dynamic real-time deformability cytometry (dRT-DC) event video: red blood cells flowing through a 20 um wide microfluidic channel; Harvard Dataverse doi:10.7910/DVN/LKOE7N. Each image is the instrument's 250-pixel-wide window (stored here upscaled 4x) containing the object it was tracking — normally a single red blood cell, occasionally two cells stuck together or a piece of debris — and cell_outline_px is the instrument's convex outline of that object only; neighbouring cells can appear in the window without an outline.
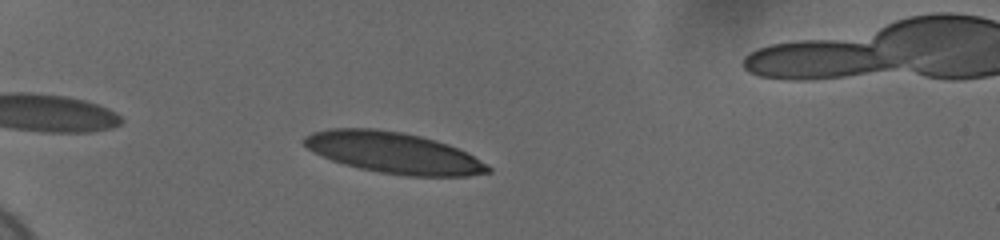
{"species": "human", "species_latin": "Homo sapiens", "temperature_condition": "cold", "stored_images_in_passage": 40, "camera_frame_rate_fps": 3000, "um_per_image_px": 0.085, "donor": {"sex": "female"}, "frame": {"image": 1, "passage_image": 5, "time_ms": 1.333, "image_size_px": [1000, 240], "cell_outline_px": [[492, 172], [468, 176], [408, 176], [380, 172], [360, 168], [344, 164], [332, 160], [308, 148], [300, 140], [304, 136], [312, 132], [328, 128], [372, 128], [400, 132], [420, 136], [448, 144], [488, 164], [492, 168]], "centroid_in_image_um": [33.44, 12.98], "position_along_channel_um": 51.6, "area_um2": 43.75}}
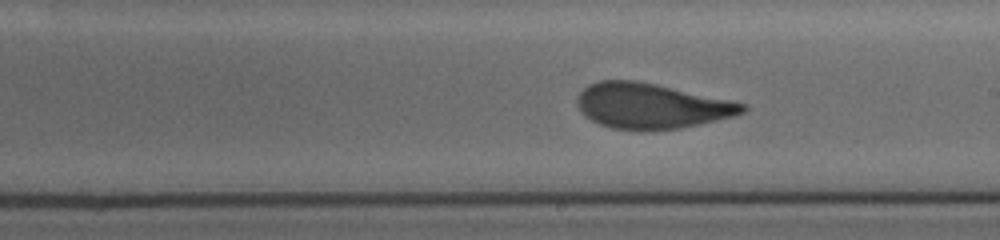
{"frame": {"image": 2, "passage_image": 23, "time_ms": 7.333, "image_size_px": [1000, 240], "cell_outline_px": [[748, 108], [744, 112], [732, 116], [716, 120], [680, 128], [612, 128], [600, 124], [584, 116], [576, 100], [576, 96], [588, 84], [600, 80], [636, 80], [656, 84], [732, 100], [748, 104]], "centroid_in_image_um": [55.36, 8.96], "position_along_channel_um": 233.6, "area_um2": 43.0}}
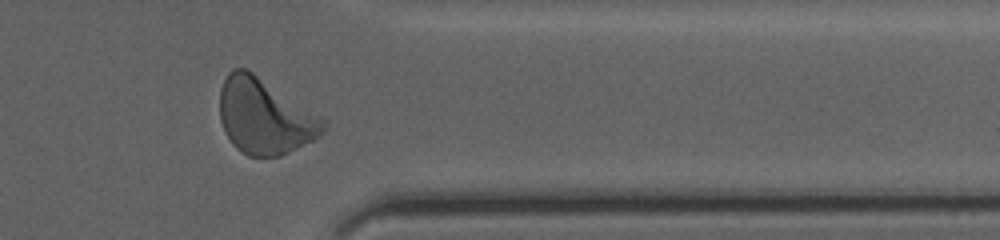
{"frame": {"image": 3, "passage_image": 36, "time_ms": 11.667, "image_size_px": [1000, 240], "cell_outline_px": [[328, 124], [324, 132], [312, 140], [280, 156], [248, 156], [236, 148], [232, 144], [224, 132], [220, 120], [220, 88], [228, 72], [232, 68], [248, 68], [328, 120]], "centroid_in_image_um": [22.5, 9.87], "position_along_channel_um": 388.9, "area_um2": 45.95}, "authors_computed_cell_mechanics": {"area_um2": 43.3211, "velocity_mm_per_s": 3.6613, "shape_relaxation_time_tau1_ms": 3.897, "shape_relaxation_time_tau2_ms": null, "deformation_change_tau1": 0.1501, "deformation_change_tau2": null}}